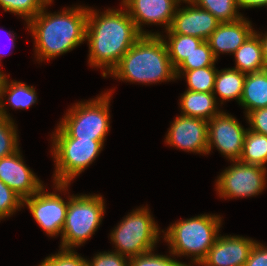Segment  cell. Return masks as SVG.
<instances>
[{"label": "cell", "instance_id": "cell-22", "mask_svg": "<svg viewBox=\"0 0 267 266\" xmlns=\"http://www.w3.org/2000/svg\"><path fill=\"white\" fill-rule=\"evenodd\" d=\"M245 77V73L233 68L217 70L213 94L215 95L216 101V95H219L220 99L218 98V100L221 103L220 106L224 104V101L226 102L233 99H235L239 104L243 92Z\"/></svg>", "mask_w": 267, "mask_h": 266}, {"label": "cell", "instance_id": "cell-19", "mask_svg": "<svg viewBox=\"0 0 267 266\" xmlns=\"http://www.w3.org/2000/svg\"><path fill=\"white\" fill-rule=\"evenodd\" d=\"M179 106L181 115L196 117L209 121L218 115L222 110L218 108L213 93L195 92L186 90L180 97Z\"/></svg>", "mask_w": 267, "mask_h": 266}, {"label": "cell", "instance_id": "cell-26", "mask_svg": "<svg viewBox=\"0 0 267 266\" xmlns=\"http://www.w3.org/2000/svg\"><path fill=\"white\" fill-rule=\"evenodd\" d=\"M217 70L215 66H206L184 71L179 78L184 76L188 85L187 90L213 93Z\"/></svg>", "mask_w": 267, "mask_h": 266}, {"label": "cell", "instance_id": "cell-12", "mask_svg": "<svg viewBox=\"0 0 267 266\" xmlns=\"http://www.w3.org/2000/svg\"><path fill=\"white\" fill-rule=\"evenodd\" d=\"M182 0H122L123 6L137 30L142 35H161V32L144 31L143 25H164L165 31L169 30L176 9Z\"/></svg>", "mask_w": 267, "mask_h": 266}, {"label": "cell", "instance_id": "cell-8", "mask_svg": "<svg viewBox=\"0 0 267 266\" xmlns=\"http://www.w3.org/2000/svg\"><path fill=\"white\" fill-rule=\"evenodd\" d=\"M163 232L155 222L148 206L133 209L110 233L114 252L128 258L154 250Z\"/></svg>", "mask_w": 267, "mask_h": 266}, {"label": "cell", "instance_id": "cell-23", "mask_svg": "<svg viewBox=\"0 0 267 266\" xmlns=\"http://www.w3.org/2000/svg\"><path fill=\"white\" fill-rule=\"evenodd\" d=\"M238 161L267 168V136L248 129Z\"/></svg>", "mask_w": 267, "mask_h": 266}, {"label": "cell", "instance_id": "cell-18", "mask_svg": "<svg viewBox=\"0 0 267 266\" xmlns=\"http://www.w3.org/2000/svg\"><path fill=\"white\" fill-rule=\"evenodd\" d=\"M8 77L4 74L0 83V116L13 120L10 113H7V104L17 110L28 109L37 103L38 96L34 86L16 80L9 81Z\"/></svg>", "mask_w": 267, "mask_h": 266}, {"label": "cell", "instance_id": "cell-16", "mask_svg": "<svg viewBox=\"0 0 267 266\" xmlns=\"http://www.w3.org/2000/svg\"><path fill=\"white\" fill-rule=\"evenodd\" d=\"M255 242L248 237L220 234L198 266H245Z\"/></svg>", "mask_w": 267, "mask_h": 266}, {"label": "cell", "instance_id": "cell-29", "mask_svg": "<svg viewBox=\"0 0 267 266\" xmlns=\"http://www.w3.org/2000/svg\"><path fill=\"white\" fill-rule=\"evenodd\" d=\"M14 120L0 116V159L16 152L19 147V135Z\"/></svg>", "mask_w": 267, "mask_h": 266}, {"label": "cell", "instance_id": "cell-6", "mask_svg": "<svg viewBox=\"0 0 267 266\" xmlns=\"http://www.w3.org/2000/svg\"><path fill=\"white\" fill-rule=\"evenodd\" d=\"M104 214L105 201L102 195H71L59 248L74 250L83 246L99 228Z\"/></svg>", "mask_w": 267, "mask_h": 266}, {"label": "cell", "instance_id": "cell-1", "mask_svg": "<svg viewBox=\"0 0 267 266\" xmlns=\"http://www.w3.org/2000/svg\"><path fill=\"white\" fill-rule=\"evenodd\" d=\"M141 36L124 7L103 12L88 7L85 37L89 45L88 63L93 68H103V78Z\"/></svg>", "mask_w": 267, "mask_h": 266}, {"label": "cell", "instance_id": "cell-30", "mask_svg": "<svg viewBox=\"0 0 267 266\" xmlns=\"http://www.w3.org/2000/svg\"><path fill=\"white\" fill-rule=\"evenodd\" d=\"M153 251L130 257L129 266H189V264L175 259V256L170 251V255H158Z\"/></svg>", "mask_w": 267, "mask_h": 266}, {"label": "cell", "instance_id": "cell-38", "mask_svg": "<svg viewBox=\"0 0 267 266\" xmlns=\"http://www.w3.org/2000/svg\"><path fill=\"white\" fill-rule=\"evenodd\" d=\"M7 34V36L9 37L8 39L10 40V42L12 43V45L10 46L11 48H14L15 47V41H16V39L17 38H15L16 37V35H15V33L12 31H9V32H6ZM5 55V53H1L0 52V61H1V59L3 58V56ZM1 63V62H0Z\"/></svg>", "mask_w": 267, "mask_h": 266}, {"label": "cell", "instance_id": "cell-10", "mask_svg": "<svg viewBox=\"0 0 267 266\" xmlns=\"http://www.w3.org/2000/svg\"><path fill=\"white\" fill-rule=\"evenodd\" d=\"M55 185V186H54ZM55 191L46 192L43 186L37 193L23 200V207L27 206L32 217L41 229L50 237H58L62 233L70 196L67 202L59 195L66 193L70 184L54 183ZM60 192V193H57Z\"/></svg>", "mask_w": 267, "mask_h": 266}, {"label": "cell", "instance_id": "cell-17", "mask_svg": "<svg viewBox=\"0 0 267 266\" xmlns=\"http://www.w3.org/2000/svg\"><path fill=\"white\" fill-rule=\"evenodd\" d=\"M247 19L243 16L235 22L220 23L206 40L217 60L220 54L232 55L255 31Z\"/></svg>", "mask_w": 267, "mask_h": 266}, {"label": "cell", "instance_id": "cell-7", "mask_svg": "<svg viewBox=\"0 0 267 266\" xmlns=\"http://www.w3.org/2000/svg\"><path fill=\"white\" fill-rule=\"evenodd\" d=\"M112 89L69 107L58 126L71 138L106 140L110 130Z\"/></svg>", "mask_w": 267, "mask_h": 266}, {"label": "cell", "instance_id": "cell-2", "mask_svg": "<svg viewBox=\"0 0 267 266\" xmlns=\"http://www.w3.org/2000/svg\"><path fill=\"white\" fill-rule=\"evenodd\" d=\"M50 1L27 23L34 39L37 61L52 60L80 46L86 37L88 6L76 5L54 13L47 12Z\"/></svg>", "mask_w": 267, "mask_h": 266}, {"label": "cell", "instance_id": "cell-20", "mask_svg": "<svg viewBox=\"0 0 267 266\" xmlns=\"http://www.w3.org/2000/svg\"><path fill=\"white\" fill-rule=\"evenodd\" d=\"M239 105L245 109V116L267 107V69L246 74Z\"/></svg>", "mask_w": 267, "mask_h": 266}, {"label": "cell", "instance_id": "cell-9", "mask_svg": "<svg viewBox=\"0 0 267 266\" xmlns=\"http://www.w3.org/2000/svg\"><path fill=\"white\" fill-rule=\"evenodd\" d=\"M230 162L231 165L215 181L220 198H248L262 193L266 187L267 168L238 160Z\"/></svg>", "mask_w": 267, "mask_h": 266}, {"label": "cell", "instance_id": "cell-14", "mask_svg": "<svg viewBox=\"0 0 267 266\" xmlns=\"http://www.w3.org/2000/svg\"><path fill=\"white\" fill-rule=\"evenodd\" d=\"M189 4L177 7L172 24L166 34H182L200 38L206 41L221 23L207 10L200 8L191 0H182Z\"/></svg>", "mask_w": 267, "mask_h": 266}, {"label": "cell", "instance_id": "cell-39", "mask_svg": "<svg viewBox=\"0 0 267 266\" xmlns=\"http://www.w3.org/2000/svg\"><path fill=\"white\" fill-rule=\"evenodd\" d=\"M4 74L5 73H3V71L0 69V83H1V80H2Z\"/></svg>", "mask_w": 267, "mask_h": 266}, {"label": "cell", "instance_id": "cell-31", "mask_svg": "<svg viewBox=\"0 0 267 266\" xmlns=\"http://www.w3.org/2000/svg\"><path fill=\"white\" fill-rule=\"evenodd\" d=\"M23 207V199L0 180V220L13 216Z\"/></svg>", "mask_w": 267, "mask_h": 266}, {"label": "cell", "instance_id": "cell-34", "mask_svg": "<svg viewBox=\"0 0 267 266\" xmlns=\"http://www.w3.org/2000/svg\"><path fill=\"white\" fill-rule=\"evenodd\" d=\"M245 117L250 126L249 130L267 136V107L253 110Z\"/></svg>", "mask_w": 267, "mask_h": 266}, {"label": "cell", "instance_id": "cell-13", "mask_svg": "<svg viewBox=\"0 0 267 266\" xmlns=\"http://www.w3.org/2000/svg\"><path fill=\"white\" fill-rule=\"evenodd\" d=\"M207 131V120L180 114L171 122L164 142L186 152L206 155Z\"/></svg>", "mask_w": 267, "mask_h": 266}, {"label": "cell", "instance_id": "cell-3", "mask_svg": "<svg viewBox=\"0 0 267 266\" xmlns=\"http://www.w3.org/2000/svg\"><path fill=\"white\" fill-rule=\"evenodd\" d=\"M163 37L142 35L107 76L145 85L176 80Z\"/></svg>", "mask_w": 267, "mask_h": 266}, {"label": "cell", "instance_id": "cell-36", "mask_svg": "<svg viewBox=\"0 0 267 266\" xmlns=\"http://www.w3.org/2000/svg\"><path fill=\"white\" fill-rule=\"evenodd\" d=\"M239 9L260 8L267 6V0H236Z\"/></svg>", "mask_w": 267, "mask_h": 266}, {"label": "cell", "instance_id": "cell-4", "mask_svg": "<svg viewBox=\"0 0 267 266\" xmlns=\"http://www.w3.org/2000/svg\"><path fill=\"white\" fill-rule=\"evenodd\" d=\"M222 220L220 215L215 214L181 219L170 225L166 232L163 231L162 238L168 243L171 254L191 257L192 264L188 263L189 266H198L218 238Z\"/></svg>", "mask_w": 267, "mask_h": 266}, {"label": "cell", "instance_id": "cell-25", "mask_svg": "<svg viewBox=\"0 0 267 266\" xmlns=\"http://www.w3.org/2000/svg\"><path fill=\"white\" fill-rule=\"evenodd\" d=\"M214 15L221 23L235 22L243 17L236 0H191Z\"/></svg>", "mask_w": 267, "mask_h": 266}, {"label": "cell", "instance_id": "cell-35", "mask_svg": "<svg viewBox=\"0 0 267 266\" xmlns=\"http://www.w3.org/2000/svg\"><path fill=\"white\" fill-rule=\"evenodd\" d=\"M245 266H267V246L256 241L251 248Z\"/></svg>", "mask_w": 267, "mask_h": 266}, {"label": "cell", "instance_id": "cell-27", "mask_svg": "<svg viewBox=\"0 0 267 266\" xmlns=\"http://www.w3.org/2000/svg\"><path fill=\"white\" fill-rule=\"evenodd\" d=\"M218 61L214 56L207 41H203L195 51L175 69L176 79H179L180 75L187 70H194L197 68H203L206 66H215V62Z\"/></svg>", "mask_w": 267, "mask_h": 266}, {"label": "cell", "instance_id": "cell-24", "mask_svg": "<svg viewBox=\"0 0 267 266\" xmlns=\"http://www.w3.org/2000/svg\"><path fill=\"white\" fill-rule=\"evenodd\" d=\"M163 38L168 48L169 58L174 69H176L186 57H189L195 49L204 41L189 35L166 34ZM168 39V40H166Z\"/></svg>", "mask_w": 267, "mask_h": 266}, {"label": "cell", "instance_id": "cell-11", "mask_svg": "<svg viewBox=\"0 0 267 266\" xmlns=\"http://www.w3.org/2000/svg\"><path fill=\"white\" fill-rule=\"evenodd\" d=\"M248 128H244L233 115L223 110L208 121V148L214 147L230 161L239 160Z\"/></svg>", "mask_w": 267, "mask_h": 266}, {"label": "cell", "instance_id": "cell-33", "mask_svg": "<svg viewBox=\"0 0 267 266\" xmlns=\"http://www.w3.org/2000/svg\"><path fill=\"white\" fill-rule=\"evenodd\" d=\"M87 262L88 266H129V258L114 251L99 252Z\"/></svg>", "mask_w": 267, "mask_h": 266}, {"label": "cell", "instance_id": "cell-28", "mask_svg": "<svg viewBox=\"0 0 267 266\" xmlns=\"http://www.w3.org/2000/svg\"><path fill=\"white\" fill-rule=\"evenodd\" d=\"M49 2L50 0H0V7L5 12L19 15L27 24Z\"/></svg>", "mask_w": 267, "mask_h": 266}, {"label": "cell", "instance_id": "cell-21", "mask_svg": "<svg viewBox=\"0 0 267 266\" xmlns=\"http://www.w3.org/2000/svg\"><path fill=\"white\" fill-rule=\"evenodd\" d=\"M232 55L236 63L233 69L245 74L265 70L262 44L256 30Z\"/></svg>", "mask_w": 267, "mask_h": 266}, {"label": "cell", "instance_id": "cell-5", "mask_svg": "<svg viewBox=\"0 0 267 266\" xmlns=\"http://www.w3.org/2000/svg\"><path fill=\"white\" fill-rule=\"evenodd\" d=\"M53 183L71 184L101 153L105 140L69 137L58 125L51 136Z\"/></svg>", "mask_w": 267, "mask_h": 266}, {"label": "cell", "instance_id": "cell-32", "mask_svg": "<svg viewBox=\"0 0 267 266\" xmlns=\"http://www.w3.org/2000/svg\"><path fill=\"white\" fill-rule=\"evenodd\" d=\"M38 266H88V262L75 250L59 249L58 253L47 256Z\"/></svg>", "mask_w": 267, "mask_h": 266}, {"label": "cell", "instance_id": "cell-15", "mask_svg": "<svg viewBox=\"0 0 267 266\" xmlns=\"http://www.w3.org/2000/svg\"><path fill=\"white\" fill-rule=\"evenodd\" d=\"M21 154L19 148L13 154L0 159V180L24 200L45 185L25 164Z\"/></svg>", "mask_w": 267, "mask_h": 266}, {"label": "cell", "instance_id": "cell-37", "mask_svg": "<svg viewBox=\"0 0 267 266\" xmlns=\"http://www.w3.org/2000/svg\"><path fill=\"white\" fill-rule=\"evenodd\" d=\"M257 34L260 37V41L262 44L263 61L265 64V69H267V33L260 34V32L259 33L257 32Z\"/></svg>", "mask_w": 267, "mask_h": 266}]
</instances>
